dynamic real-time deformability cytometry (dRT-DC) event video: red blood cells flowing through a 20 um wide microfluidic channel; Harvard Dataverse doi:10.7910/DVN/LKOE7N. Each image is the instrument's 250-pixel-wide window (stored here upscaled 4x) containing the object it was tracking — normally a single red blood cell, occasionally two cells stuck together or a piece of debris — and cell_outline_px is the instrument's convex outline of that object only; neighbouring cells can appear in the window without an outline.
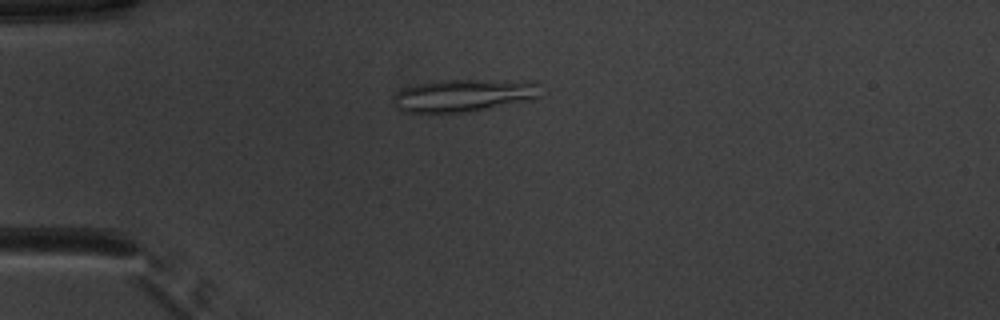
{"species": "common noctule bat (a hibernating species)", "species_latin": "Nyctalus noctula", "temperature_condition": "warm", "stored_images_in_passage": 52, "camera_frame_rate_fps": 3000, "um_per_image_px": 0.085, "animal": {"sex": "male", "body_mass_g": 20.1, "forearm_length_mm": 53.5}, "frame": {"image": 1, "passage_image": 14, "time_ms": 4.333, "image_size_px": [1000, 320], "cell_outline_px": [[540, 96], [532, 100], [476, 112], [404, 112], [396, 108], [392, 104], [392, 96], [396, 92], [404, 88], [416, 84], [444, 80], [532, 80], [540, 84]], "centroid_in_image_um": [39.47, 8.11], "position_along_channel_um": 45.5, "area_um2": 28.67}}
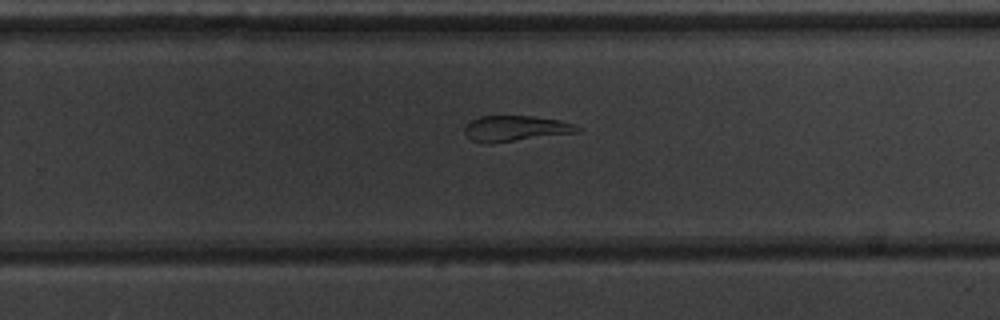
{"frame": {"image": 2, "passage_image": 34, "time_ms": 11.0, "image_size_px": [1000, 320], "cell_outline_px": [[584, 128], [580, 132], [492, 144], [488, 144], [472, 140], [464, 132], [464, 128], [472, 120], [480, 116], [532, 116], [560, 120]], "centroid_in_image_um": [43.86, 10.93], "position_along_channel_um": 285.9, "area_um2": 16.99}}
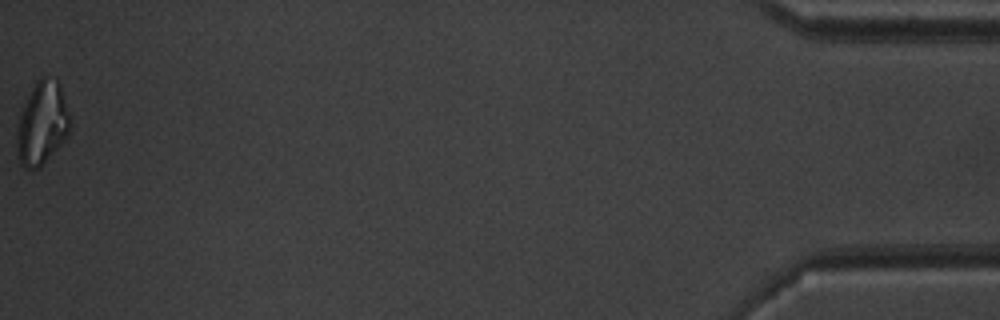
{"frame": {"image": 3, "passage_image": 52, "time_ms": 17.0, "image_size_px": [1000, 320], "cell_outline_px": [[68, 132], [64, 140], [40, 168], [32, 172], [24, 168], [20, 164], [16, 156], [16, 136], [20, 116], [24, 104], [36, 80], [44, 76], [56, 80], [60, 84], [68, 112]], "centroid_in_image_um": [3.53, 10.55], "position_along_channel_um": 431.7, "area_um2": 25.61}, "authors_computed_cell_mechanics": {"area_um2": 22.0218, "velocity_mm_per_s": 3.9479, "shape_relaxation_time_tau1_ms": null, "shape_relaxation_time_tau2_ms": 5.6033, "deformation_change_tau1": null, "deformation_change_tau2": 0.1584}}